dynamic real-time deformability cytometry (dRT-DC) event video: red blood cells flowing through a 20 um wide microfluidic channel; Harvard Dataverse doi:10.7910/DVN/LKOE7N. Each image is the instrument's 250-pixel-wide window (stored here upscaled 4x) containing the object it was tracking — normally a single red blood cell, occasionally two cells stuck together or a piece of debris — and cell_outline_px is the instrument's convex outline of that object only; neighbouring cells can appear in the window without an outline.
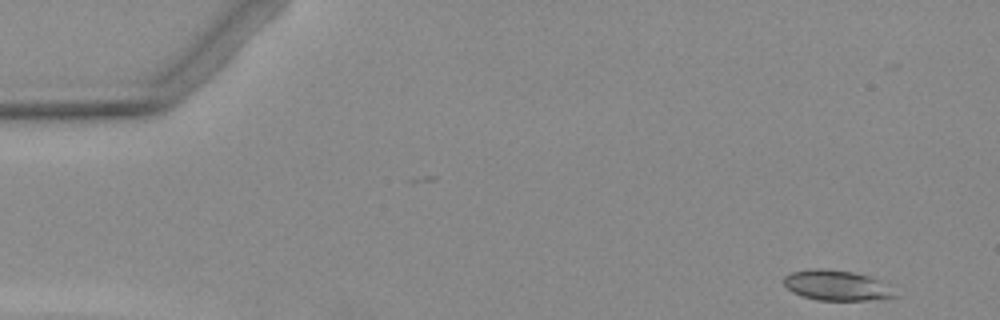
{"species": "Egyptian fruit bat (a non-hibernating species)", "species_latin": "Rousettus aegyptiacus", "temperature_condition": "warm", "stored_images_in_passage": 3, "segment_of_instrument_passage": [2, 2], "camera_frame_rate_fps": 3000, "um_per_image_px": 0.085, "animal": {"sex": "female"}, "frame": {"image": 1, "passage_image": 3, "time_ms": 2.333, "image_size_px": [1000, 320], "cell_outline_px": [[900, 296], [884, 300], [816, 300], [792, 292], [784, 284], [784, 276], [792, 272], [812, 268], [820, 268], [852, 272], [868, 276], [876, 280]], "centroid_in_image_um": [71.09, 24.27], "position_along_channel_um": 13.9, "area_um2": 19.36}}